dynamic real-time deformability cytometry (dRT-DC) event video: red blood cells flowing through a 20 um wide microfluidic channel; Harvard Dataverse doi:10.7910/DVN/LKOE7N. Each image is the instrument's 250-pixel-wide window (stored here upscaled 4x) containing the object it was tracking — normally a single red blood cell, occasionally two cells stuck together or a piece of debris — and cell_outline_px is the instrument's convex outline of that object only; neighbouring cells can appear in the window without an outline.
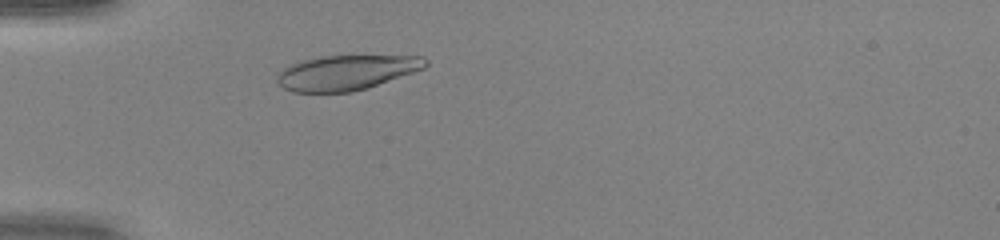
{"species": "human", "species_latin": "Homo sapiens", "temperature_condition": "warm", "stored_images_in_passage": 35, "camera_frame_rate_fps": 3000, "um_per_image_px": 0.085, "donor": {"sex": "female"}, "frame": {"image": 1, "passage_image": 7, "time_ms": 2.0, "image_size_px": [1000, 240], "cell_outline_px": [[428, 64], [424, 68], [368, 88], [352, 92], [292, 92], [276, 84], [276, 76], [288, 64], [300, 60], [320, 56], [424, 56], [428, 60]], "centroid_in_image_um": [29.4, 6.17], "position_along_channel_um": 55.6, "area_um2": 30.35}}
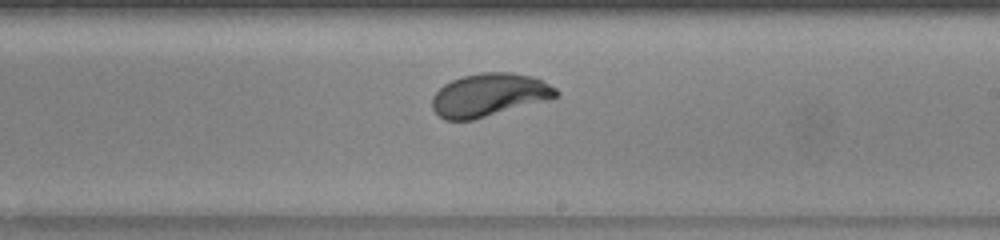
{"frame": {"image": 2, "passage_image": 22, "time_ms": 7.0, "image_size_px": [1000, 240], "cell_outline_px": [[560, 92], [556, 96], [472, 120], [444, 120], [432, 108], [432, 96], [444, 84], [452, 80], [464, 76], [480, 72], [512, 72], [532, 76], [556, 88]], "centroid_in_image_um": [41.51, 8.05], "position_along_channel_um": 247.5, "area_um2": 30.4}}
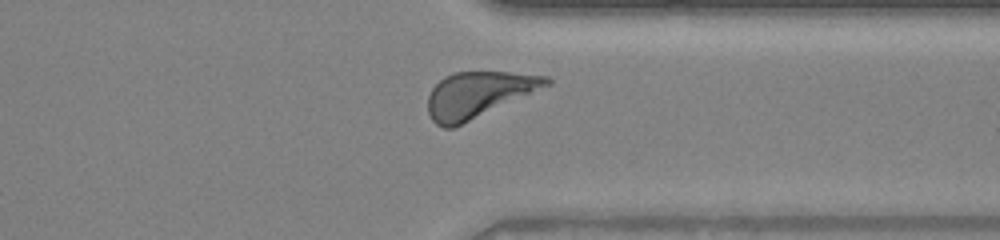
{"frame": {"image": 3, "passage_image": 31, "time_ms": 10.0, "image_size_px": [1000, 240], "cell_outline_px": [[552, 84], [452, 128], [444, 128], [436, 124], [432, 120], [428, 112], [428, 96], [432, 88], [444, 76], [456, 72], [508, 72], [548, 76], [552, 80]], "centroid_in_image_um": [40.65, 8.03], "position_along_channel_um": 370.7, "area_um2": 31.27}, "authors_computed_cell_mechanics": {"area_um2": 30.923, "velocity_mm_per_s": 4.1002, "shape_relaxation_time_tau1_ms": 2.5983, "shape_relaxation_time_tau2_ms": null, "deformation_change_tau1": 0.185, "deformation_change_tau2": null}}